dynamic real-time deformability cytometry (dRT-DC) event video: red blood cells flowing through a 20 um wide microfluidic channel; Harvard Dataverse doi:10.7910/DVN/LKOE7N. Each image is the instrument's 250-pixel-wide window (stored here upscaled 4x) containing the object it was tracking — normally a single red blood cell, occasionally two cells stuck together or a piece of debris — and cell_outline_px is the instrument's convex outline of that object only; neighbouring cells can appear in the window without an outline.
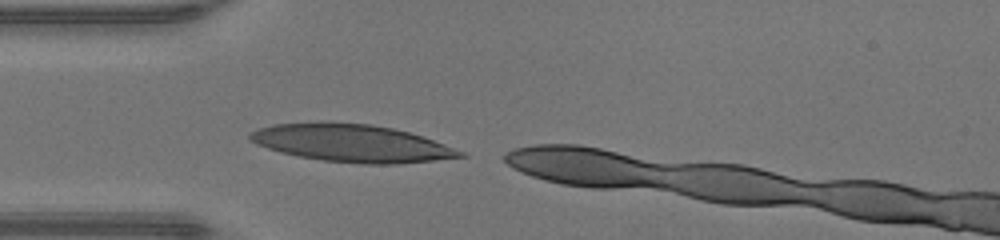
{"species": "human", "species_latin": "Homo sapiens", "temperature_condition": "warm", "stored_images_in_passage": 5, "camera_frame_rate_fps": 3000, "um_per_image_px": 0.085, "donor": {"sex": "male"}, "frame": {"image": 1, "passage_image": 1, "time_ms": 0.0, "image_size_px": [1000, 240], "cell_outline_px": [[468, 156], [396, 164], [364, 164], [324, 160], [300, 156], [280, 152], [256, 144], [248, 136], [248, 132], [272, 124], [320, 120], [332, 120], [372, 124], [392, 128], [408, 132], [444, 144], [464, 152]], "centroid_in_image_um": [29.83, 12.13], "position_along_channel_um": 55.2, "area_um2": 46.24}}
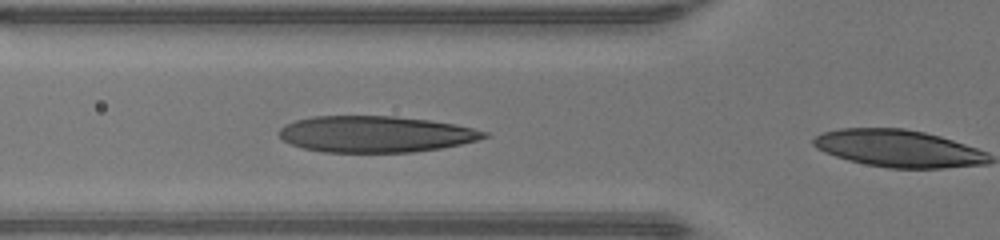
{"frame": {"image": 2, "passage_image": 4, "time_ms": 1.0, "image_size_px": [1000, 240], "cell_outline_px": [[488, 136], [476, 140], [460, 144], [440, 148], [412, 152], [324, 152], [304, 148], [292, 144], [284, 140], [280, 136], [280, 128], [284, 124], [296, 120], [312, 116], [396, 116], [428, 120], [452, 124], [472, 128], [488, 132]], "centroid_in_image_um": [31.89, 11.4], "position_along_channel_um": 93.9, "area_um2": 43.06}}